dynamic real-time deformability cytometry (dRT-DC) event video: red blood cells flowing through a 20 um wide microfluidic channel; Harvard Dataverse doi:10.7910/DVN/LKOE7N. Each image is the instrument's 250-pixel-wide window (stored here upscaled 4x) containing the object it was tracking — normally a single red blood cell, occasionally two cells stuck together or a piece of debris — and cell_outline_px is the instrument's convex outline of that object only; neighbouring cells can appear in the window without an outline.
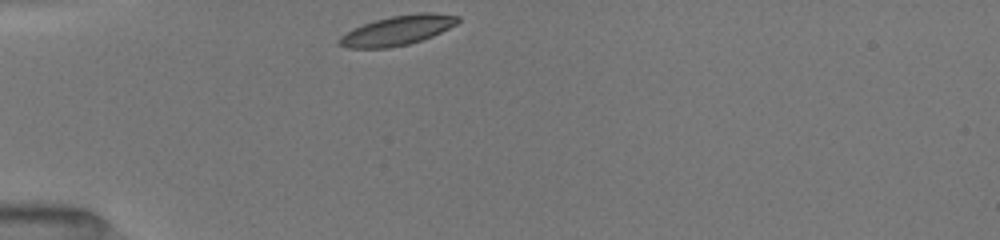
{"species": "common noctule bat (a hibernating species)", "species_latin": "Nyctalus noctula", "temperature_condition": "room temperature", "stored_images_in_passage": 20, "camera_frame_rate_fps": 3000, "um_per_image_px": 0.085, "animal": {"sex": "female", "body_mass_g": 19.5, "forearm_length_mm": 54.1}, "frame": {"image": 1, "passage_image": 1, "time_ms": 0.0, "image_size_px": [1000, 240], "cell_outline_px": [[460, 20], [456, 24], [432, 36], [408, 44], [388, 48], [348, 48], [336, 44], [336, 40], [344, 32], [352, 28], [376, 20], [392, 16], [420, 12], [432, 12], [460, 16]], "centroid_in_image_um": [33.74, 2.58], "position_along_channel_um": 51.3, "area_um2": 20.52}}
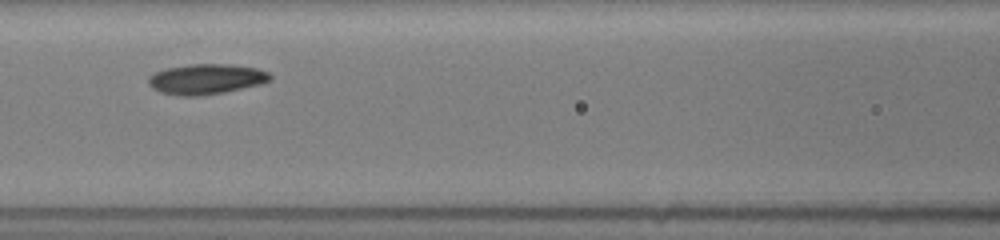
{"frame": {"image": 2, "passage_image": 13, "time_ms": 3.0, "image_size_px": [1000, 240], "cell_outline_px": [[272, 80], [260, 84], [224, 92], [200, 96], [180, 96], [160, 92], [152, 88], [148, 84], [148, 76], [164, 68], [188, 64], [228, 64], [256, 68], [268, 72], [272, 76]], "centroid_in_image_um": [17.5, 6.72], "position_along_channel_um": 149.1, "area_um2": 21.62}}
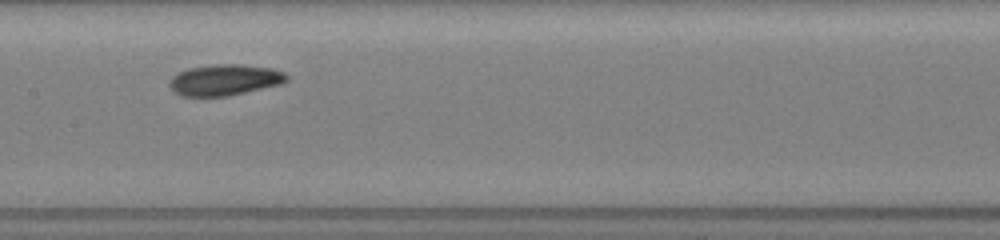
{"frame": {"image": 3, "passage_image": 19, "time_ms": 4.0, "image_size_px": [1000, 240], "cell_outline_px": [[288, 80], [280, 84], [228, 96], [180, 96], [172, 92], [168, 84], [168, 80], [172, 76], [188, 68], [216, 64], [244, 64], [272, 68], [284, 72], [288, 76]], "centroid_in_image_um": [19.06, 6.79], "position_along_channel_um": 188.3, "area_um2": 21.39}}